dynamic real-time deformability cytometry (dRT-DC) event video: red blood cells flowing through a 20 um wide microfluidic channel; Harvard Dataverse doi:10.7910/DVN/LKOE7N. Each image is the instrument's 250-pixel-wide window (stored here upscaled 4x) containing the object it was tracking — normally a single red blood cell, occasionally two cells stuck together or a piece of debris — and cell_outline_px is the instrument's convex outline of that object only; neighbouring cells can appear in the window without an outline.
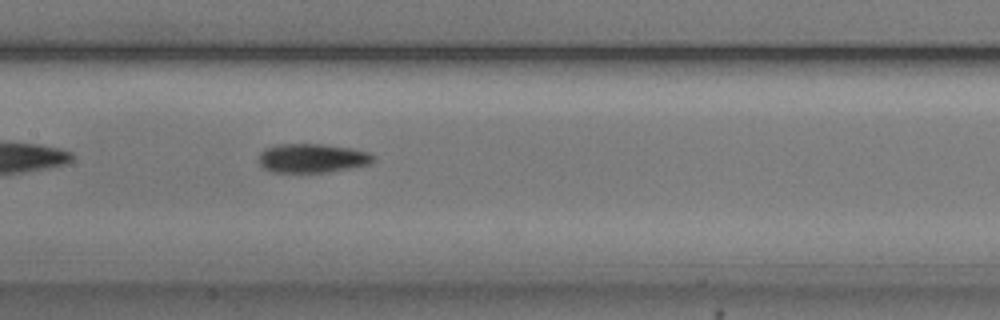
{"species": "common noctule bat (a hibernating species)", "species_latin": "Nyctalus noctula", "temperature_condition": "cold", "stored_images_in_passage": 28, "camera_frame_rate_fps": 3000, "um_per_image_px": 0.085, "animal": {"sex": "male", "body_mass_g": 20.5, "forearm_length_mm": 52.5}, "frame": {"image": 1, "passage_image": 15, "time_ms": 4.667, "image_size_px": [1000, 320], "cell_outline_px": [[376, 160], [372, 164], [352, 168], [328, 172], [272, 172], [264, 168], [260, 164], [260, 152], [264, 148], [280, 144], [320, 144], [352, 148], [368, 152], [376, 156]], "centroid_in_image_um": [26.6, 13.45], "position_along_channel_um": 180.8, "area_um2": 19.54}}